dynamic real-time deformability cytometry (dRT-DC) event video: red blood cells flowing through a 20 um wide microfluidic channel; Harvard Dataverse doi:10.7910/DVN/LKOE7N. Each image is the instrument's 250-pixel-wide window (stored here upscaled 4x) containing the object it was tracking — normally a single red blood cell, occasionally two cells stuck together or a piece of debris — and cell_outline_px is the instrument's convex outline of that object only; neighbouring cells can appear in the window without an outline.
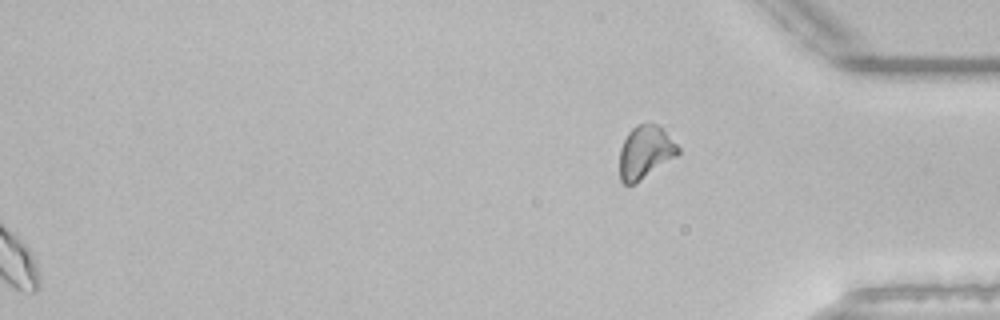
{"species": "common noctule bat (a hibernating species)", "species_latin": "Nyctalus noctula", "temperature_condition": "room temperature", "stored_images_in_passage": 49, "segment_of_instrument_passage": [2, 2], "camera_frame_rate_fps": 3000, "um_per_image_px": 0.085, "animal": {"sex": "male", "body_mass_g": 21.5, "forearm_length_mm": 52.0}, "frame": {"image": 1, "passage_image": 49, "time_ms": 16.0, "image_size_px": [1000, 320], "cell_outline_px": [[680, 152], [676, 156], [636, 184], [624, 184], [620, 180], [620, 148], [628, 132], [636, 124], [656, 124], [680, 148]], "centroid_in_image_um": [54.82, 12.96], "position_along_channel_um": 380.4, "area_um2": 17.8}}